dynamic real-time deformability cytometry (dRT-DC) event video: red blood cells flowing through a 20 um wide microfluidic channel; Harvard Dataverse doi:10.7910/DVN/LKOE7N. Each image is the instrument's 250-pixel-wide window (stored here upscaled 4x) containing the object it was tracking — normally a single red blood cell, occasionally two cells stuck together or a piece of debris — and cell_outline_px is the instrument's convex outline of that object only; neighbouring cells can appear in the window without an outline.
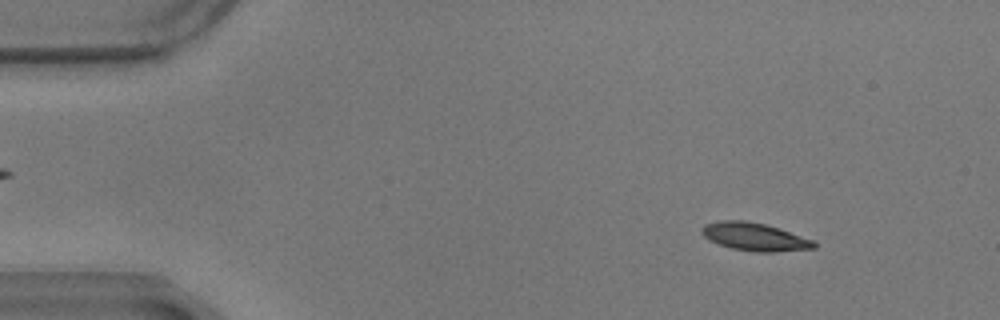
{"species": "common noctule bat (a hibernating species)", "species_latin": "Nyctalus noctula", "temperature_condition": "warm", "stored_images_in_passage": 58, "camera_frame_rate_fps": 3000, "um_per_image_px": 0.085, "animal": {"sex": "male", "body_mass_g": 17.9}, "frame": {"image": 1, "passage_image": 7, "time_ms": 2.0, "image_size_px": [1000, 320], "cell_outline_px": [[816, 248], [772, 252], [756, 252], [732, 248], [708, 240], [700, 232], [700, 228], [704, 224], [720, 220], [744, 220], [764, 224], [780, 228], [812, 240], [816, 244]], "centroid_in_image_um": [64.1, 20.12], "position_along_channel_um": 20.9, "area_um2": 18.26}}
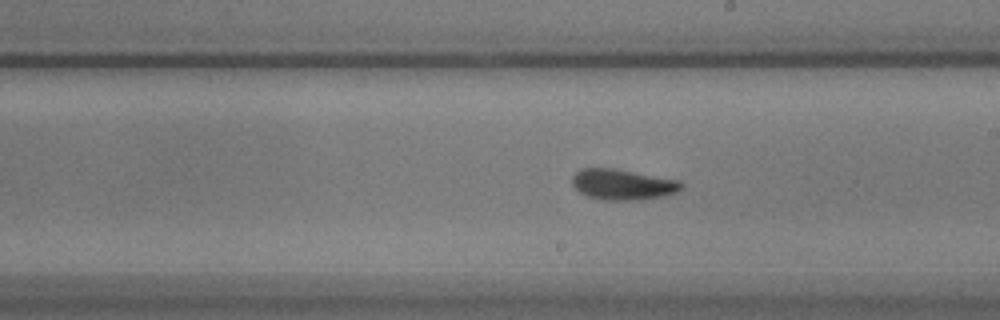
{"frame": {"image": 2, "passage_image": 33, "time_ms": 10.667, "image_size_px": [1000, 320], "cell_outline_px": [[684, 188], [676, 192], [660, 196], [640, 200], [600, 200], [588, 196], [580, 192], [572, 184], [572, 176], [580, 168], [612, 168], [680, 180], [684, 184]], "centroid_in_image_um": [52.93, 15.68], "position_along_channel_um": 236.1, "area_um2": 19.54}}
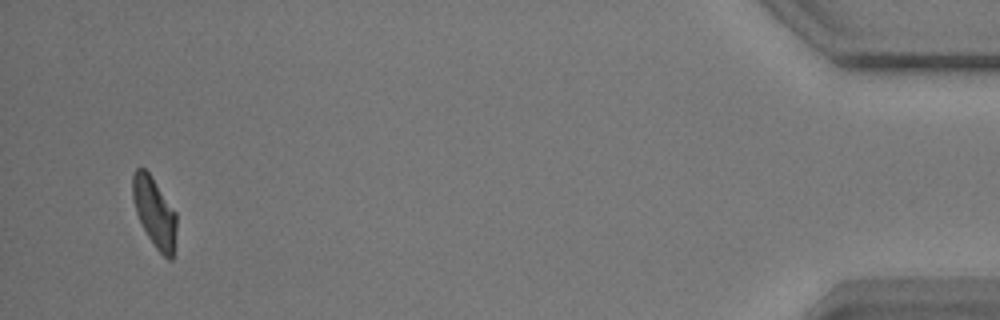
{"frame": {"image": 3, "passage_image": 56, "time_ms": 18.333, "image_size_px": [1000, 320], "cell_outline_px": [[176, 232], [172, 260], [168, 260], [156, 248], [148, 236], [136, 212], [132, 200], [132, 176], [136, 168], [144, 168], [148, 172], [176, 212]], "centroid_in_image_um": [13.12, 18.04], "position_along_channel_um": 422.1, "area_um2": 17.57}, "authors_computed_cell_mechanics": {"area_um2": 18.4382, "velocity_mm_per_s": 3.4538, "shape_relaxation_time_tau1_ms": 3.5146, "shape_relaxation_time_tau2_ms": 4.6972, "deformation_change_tau1": 0.1497, "deformation_change_tau2": 0.0807}}